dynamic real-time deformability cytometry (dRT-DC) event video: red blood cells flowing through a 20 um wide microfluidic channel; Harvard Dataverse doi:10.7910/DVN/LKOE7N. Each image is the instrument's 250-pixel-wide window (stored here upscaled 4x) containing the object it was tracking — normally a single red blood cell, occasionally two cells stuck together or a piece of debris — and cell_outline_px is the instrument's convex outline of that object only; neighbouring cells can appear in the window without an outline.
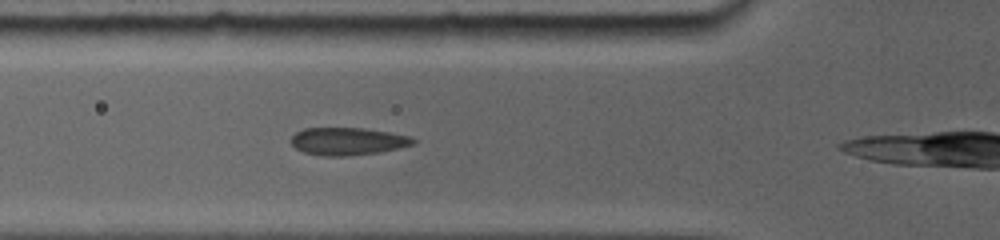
{"species": "common noctule bat (a hibernating species)", "species_latin": "Nyctalus noctula", "temperature_condition": "room temperature", "stored_images_in_passage": 5, "camera_frame_rate_fps": 5000, "um_per_image_px": 0.085, "animal": {"sex": "female", "body_mass_g": 19.0, "forearm_length_mm": 56.7}, "frame": {"image": 1, "passage_image": 3, "time_ms": 2.0, "image_size_px": [1000, 240], "cell_outline_px": [[416, 140], [412, 144], [380, 152], [344, 156], [324, 156], [304, 152], [296, 148], [292, 144], [292, 136], [296, 132], [304, 128], [360, 128], [408, 136]], "centroid_in_image_um": [29.49, 12.01], "position_along_channel_um": 96.3, "area_um2": 19.13}}
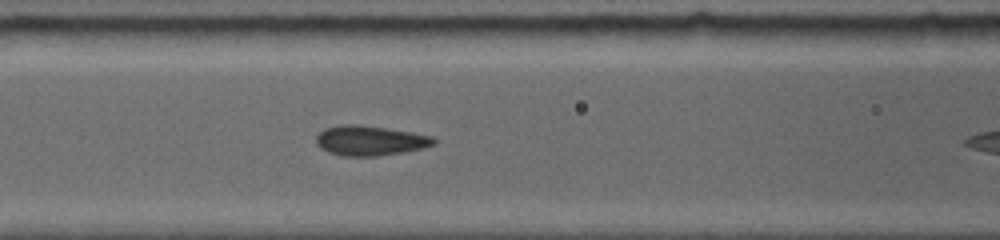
{"frame": {"image": 2, "passage_image": 4, "time_ms": 3.0, "image_size_px": [1000, 240], "cell_outline_px": [[436, 140], [432, 144], [420, 148], [400, 152], [376, 156], [344, 156], [328, 152], [316, 140], [316, 136], [320, 132], [328, 128], [344, 124], [348, 124], [384, 128], [432, 136]], "centroid_in_image_um": [31.43, 11.96], "position_along_channel_um": 135.2, "area_um2": 19.59}}